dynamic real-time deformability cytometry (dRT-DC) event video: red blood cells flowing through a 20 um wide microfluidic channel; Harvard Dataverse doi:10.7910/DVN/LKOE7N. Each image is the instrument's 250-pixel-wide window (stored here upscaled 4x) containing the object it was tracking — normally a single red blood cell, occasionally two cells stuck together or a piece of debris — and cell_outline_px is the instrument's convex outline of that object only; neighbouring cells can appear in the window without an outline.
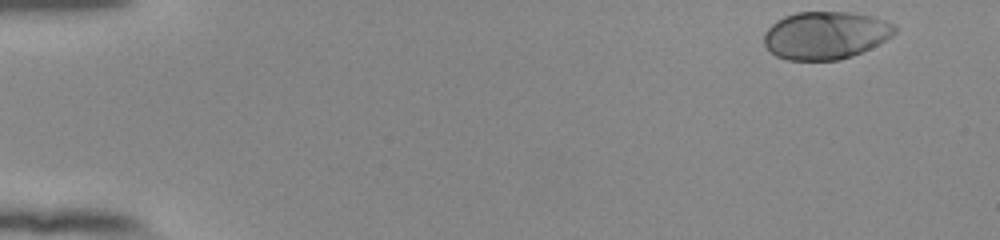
{"species": "human", "species_latin": "Homo sapiens", "temperature_condition": "room temperature", "stored_images_in_passage": 51, "camera_frame_rate_fps": 3000, "um_per_image_px": 0.085, "donor": {"sex": "female"}, "frame": {"image": 1, "passage_image": 1, "time_ms": 0.0, "image_size_px": [1000, 240], "cell_outline_px": [[896, 32], [892, 36], [852, 56], [840, 60], [788, 60], [776, 56], [764, 44], [764, 32], [776, 20], [784, 16], [796, 12], [852, 12], [872, 16], [896, 24]], "centroid_in_image_um": [70.16, 2.99], "position_along_channel_um": 14.8, "area_um2": 36.36}}
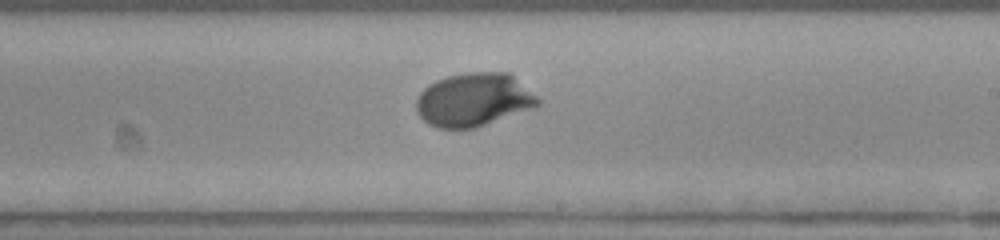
{"frame": {"image": 2, "passage_image": 30, "time_ms": 9.667, "image_size_px": [1000, 240], "cell_outline_px": [[540, 104], [532, 108], [476, 128], [436, 128], [428, 124], [416, 112], [416, 100], [420, 92], [428, 84], [436, 80], [448, 76], [468, 72], [508, 72], [536, 96], [540, 100]], "centroid_in_image_um": [40.22, 8.48], "position_along_channel_um": 248.8, "area_um2": 37.69}}
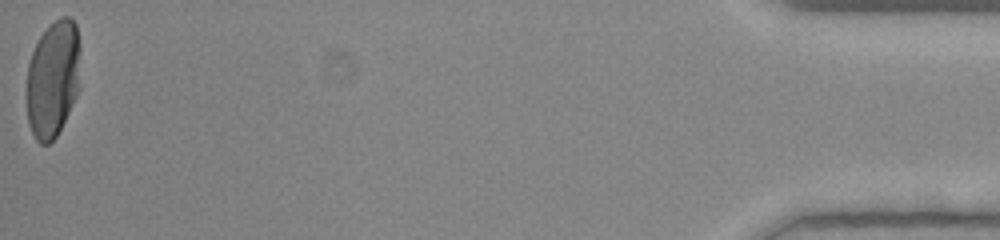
{"frame": {"image": 3, "passage_image": 51, "time_ms": 16.667, "image_size_px": [1000, 240], "cell_outline_px": [[80, 88], [56, 136], [48, 144], [40, 144], [36, 140], [28, 124], [24, 96], [28, 64], [32, 52], [40, 36], [60, 16], [68, 16], [76, 24], [80, 48]], "centroid_in_image_um": [4.48, 6.72], "position_along_channel_um": 430.7, "area_um2": 37.34}, "authors_computed_cell_mechanics": {"area_um2": 36.5296, "velocity_mm_per_s": 3.8636, "shape_relaxation_time_tau1_ms": 2.8244, "shape_relaxation_time_tau2_ms": null, "deformation_change_tau1": 0.1878, "deformation_change_tau2": null}}